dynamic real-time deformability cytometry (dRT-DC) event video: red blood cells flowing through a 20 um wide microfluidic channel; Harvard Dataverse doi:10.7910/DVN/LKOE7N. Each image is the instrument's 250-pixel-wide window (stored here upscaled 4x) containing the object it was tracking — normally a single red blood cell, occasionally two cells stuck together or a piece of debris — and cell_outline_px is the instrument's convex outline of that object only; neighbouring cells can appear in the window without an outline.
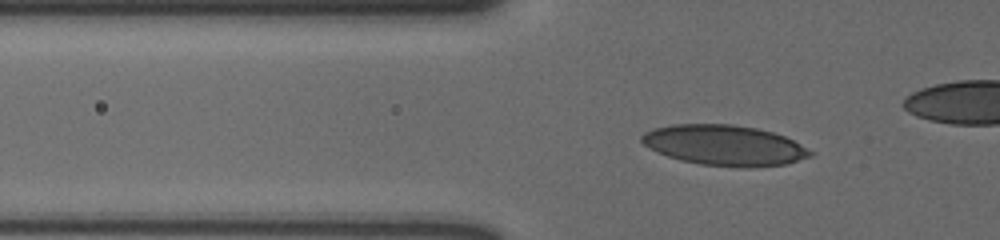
{"species": "human", "species_latin": "Homo sapiens", "temperature_condition": "cold", "stored_images_in_passage": 52, "camera_frame_rate_fps": 3000, "um_per_image_px": 0.085, "donor": {"sex": "male"}, "frame": {"image": 1, "passage_image": 20, "time_ms": 6.333, "image_size_px": [1000, 240], "cell_outline_px": [[812, 156], [784, 164], [748, 168], [744, 168], [700, 164], [680, 160], [668, 156], [648, 148], [640, 140], [640, 136], [644, 132], [652, 128], [672, 124], [732, 124], [756, 128], [772, 132], [784, 136], [800, 144], [812, 152]], "centroid_in_image_um": [61.53, 12.34], "position_along_channel_um": 64.3, "area_um2": 39.71}}
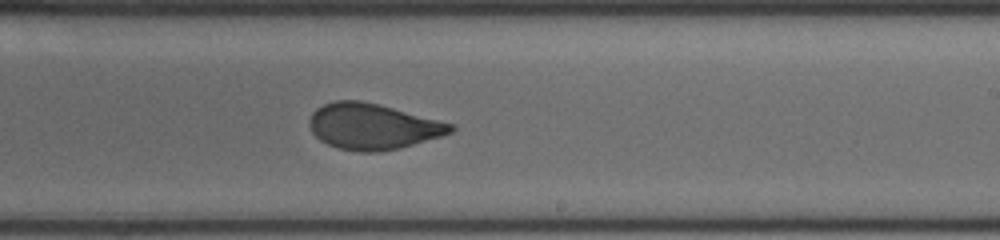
{"frame": {"image": 2, "passage_image": 37, "time_ms": 12.0, "image_size_px": [1000, 240], "cell_outline_px": [[456, 128], [452, 132], [440, 136], [400, 148], [376, 152], [360, 152], [336, 148], [320, 140], [312, 132], [308, 120], [312, 112], [316, 108], [324, 104], [336, 100], [360, 100], [456, 124]], "centroid_in_image_um": [31.66, 10.75], "position_along_channel_um": 257.3, "area_um2": 37.63}}
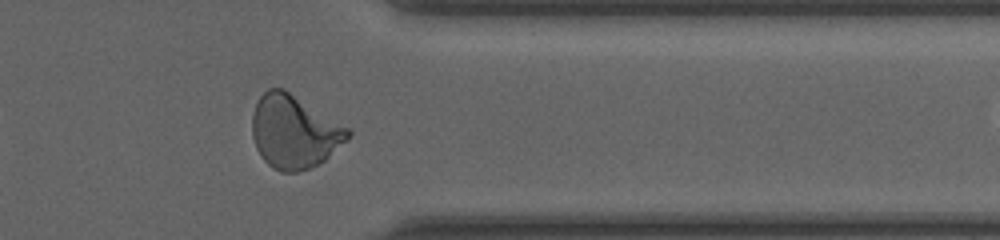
{"frame": {"image": 3, "passage_image": 48, "time_ms": 15.667, "image_size_px": [1000, 240], "cell_outline_px": [[352, 132], [348, 140], [324, 160], [308, 168], [296, 172], [280, 172], [272, 168], [264, 160], [256, 148], [252, 136], [252, 116], [256, 104], [260, 96], [268, 88], [284, 88], [348, 128]], "centroid_in_image_um": [24.98, 11.2], "position_along_channel_um": 386.4, "area_um2": 40.58}}